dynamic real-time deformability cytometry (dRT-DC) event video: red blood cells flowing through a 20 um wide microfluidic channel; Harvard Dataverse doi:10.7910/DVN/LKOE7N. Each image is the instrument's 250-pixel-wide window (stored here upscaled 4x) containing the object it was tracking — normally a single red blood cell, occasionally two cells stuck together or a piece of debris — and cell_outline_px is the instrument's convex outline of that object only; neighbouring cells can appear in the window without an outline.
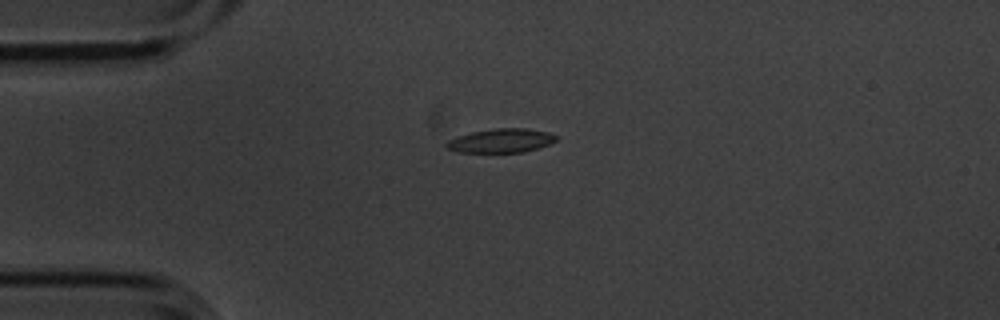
{"species": "common noctule bat (a hibernating species)", "species_latin": "Nyctalus noctula", "temperature_condition": "cold", "stored_images_in_passage": 2, "camera_frame_rate_fps": 3000, "um_per_image_px": 0.085, "animal": {"sex": "male", "body_mass_g": 20.1, "forearm_length_mm": 53.5}, "frame": {"image": 1, "passage_image": 2, "time_ms": 0.333, "image_size_px": [1000, 320], "cell_outline_px": [[556, 140], [548, 144], [524, 152], [456, 152], [444, 148], [444, 144], [448, 140], [456, 136], [472, 132], [496, 128], [524, 128], [548, 132], [556, 136]], "centroid_in_image_um": [42.51, 11.96], "position_along_channel_um": 42.5, "area_um2": 15.26}}